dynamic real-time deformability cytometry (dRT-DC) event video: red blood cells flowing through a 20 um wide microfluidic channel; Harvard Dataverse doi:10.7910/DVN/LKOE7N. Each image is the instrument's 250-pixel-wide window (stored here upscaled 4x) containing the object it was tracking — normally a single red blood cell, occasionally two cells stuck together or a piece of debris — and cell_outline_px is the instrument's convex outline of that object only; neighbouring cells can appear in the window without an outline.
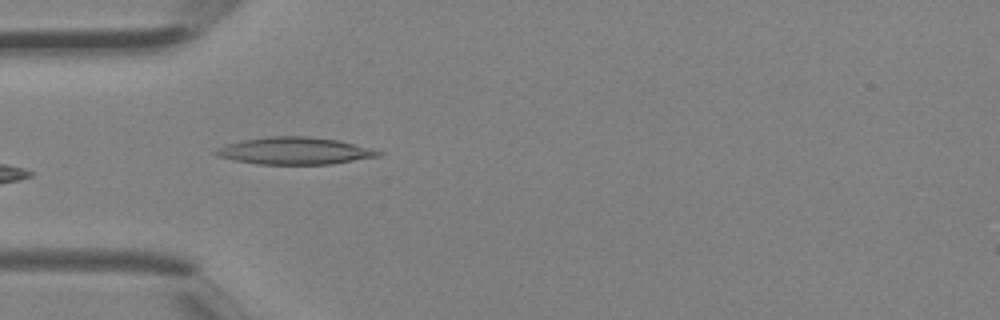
{"species": "Egyptian fruit bat (a non-hibernating species)", "species_latin": "Rousettus aegyptiacus", "temperature_condition": "room temperature", "stored_images_in_passage": 4, "camera_frame_rate_fps": 3000, "um_per_image_px": 0.085, "animal": {"sex": "female"}, "frame": {"image": 1, "passage_image": 4, "time_ms": 1.0, "image_size_px": [1000, 320], "cell_outline_px": [[384, 152], [380, 156], [332, 164], [256, 164], [216, 156], [212, 152], [216, 148], [228, 144], [244, 140], [272, 136], [308, 136], [340, 140]], "centroid_in_image_um": [25.06, 12.82], "position_along_channel_um": 59.9, "area_um2": 25.66}}